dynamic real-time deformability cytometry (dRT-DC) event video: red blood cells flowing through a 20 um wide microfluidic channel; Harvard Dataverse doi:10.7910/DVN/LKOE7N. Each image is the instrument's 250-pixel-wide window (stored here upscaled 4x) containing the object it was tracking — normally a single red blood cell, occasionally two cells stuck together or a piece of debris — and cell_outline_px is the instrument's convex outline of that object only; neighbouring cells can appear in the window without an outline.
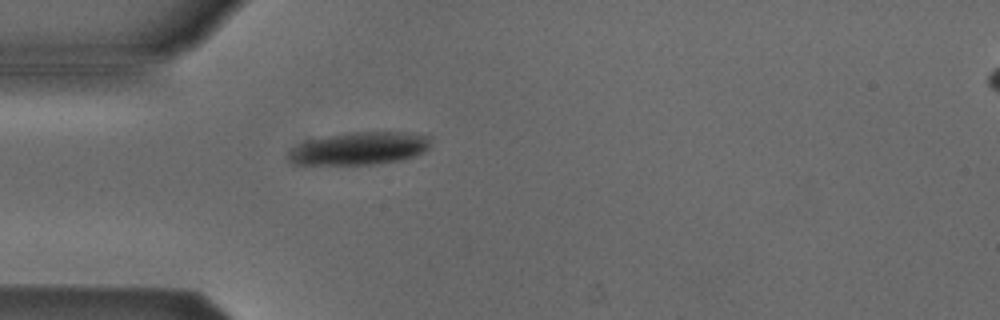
{"species": "Egyptian fruit bat (a non-hibernating species)", "species_latin": "Rousettus aegyptiacus", "temperature_condition": "cold", "stored_images_in_passage": 3, "segment_of_instrument_passage": [1, 2], "camera_frame_rate_fps": 3000, "um_per_image_px": 0.085, "animal": {"sex": "male"}, "frame": {"image": 1, "passage_image": 1, "time_ms": 0.0, "image_size_px": [1000, 320], "cell_outline_px": [[428, 148], [412, 156], [400, 160], [372, 164], [296, 164], [288, 160], [288, 156], [292, 148], [304, 140], [352, 132], [404, 132], [428, 136]], "centroid_in_image_um": [30.48, 12.61], "position_along_channel_um": 54.5, "area_um2": 26.59}}